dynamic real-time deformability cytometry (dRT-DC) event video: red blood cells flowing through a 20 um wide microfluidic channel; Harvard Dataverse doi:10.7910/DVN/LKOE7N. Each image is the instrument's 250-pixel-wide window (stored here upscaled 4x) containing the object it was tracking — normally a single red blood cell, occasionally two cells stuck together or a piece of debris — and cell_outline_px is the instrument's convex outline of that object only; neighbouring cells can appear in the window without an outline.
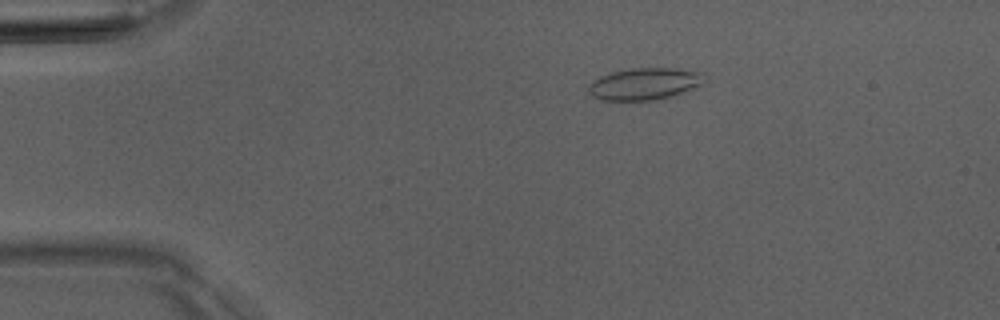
{"species": "Egyptian fruit bat (a non-hibernating species)", "species_latin": "Rousettus aegyptiacus", "temperature_condition": "room temperature", "stored_images_in_passage": 6, "camera_frame_rate_fps": 3000, "um_per_image_px": 0.085, "animal": {"sex": "male"}, "frame": {"image": 1, "passage_image": 2, "time_ms": 1.0, "image_size_px": [1000, 320], "cell_outline_px": [[704, 72], [700, 84], [672, 96], [656, 100], [600, 100], [592, 96], [588, 92], [588, 84], [592, 80], [600, 76], [612, 72], [632, 68], [676, 68]], "centroid_in_image_um": [54.71, 7.12], "position_along_channel_um": 30.3, "area_um2": 21.44}}
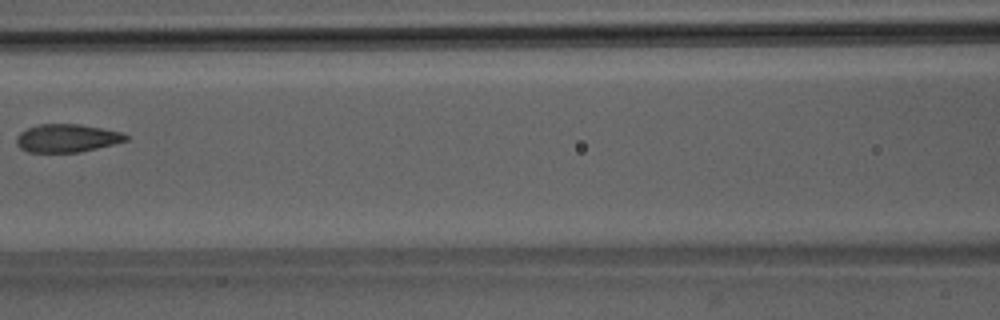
{"frame": {"image": 2, "passage_image": 6, "time_ms": 5.667, "image_size_px": [1000, 320], "cell_outline_px": [[128, 140], [80, 152], [28, 152], [20, 148], [16, 144], [16, 136], [20, 132], [28, 128], [40, 124], [80, 124], [124, 132], [128, 136]], "centroid_in_image_um": [5.68, 11.74], "position_along_channel_um": 160.9, "area_um2": 17.92}}